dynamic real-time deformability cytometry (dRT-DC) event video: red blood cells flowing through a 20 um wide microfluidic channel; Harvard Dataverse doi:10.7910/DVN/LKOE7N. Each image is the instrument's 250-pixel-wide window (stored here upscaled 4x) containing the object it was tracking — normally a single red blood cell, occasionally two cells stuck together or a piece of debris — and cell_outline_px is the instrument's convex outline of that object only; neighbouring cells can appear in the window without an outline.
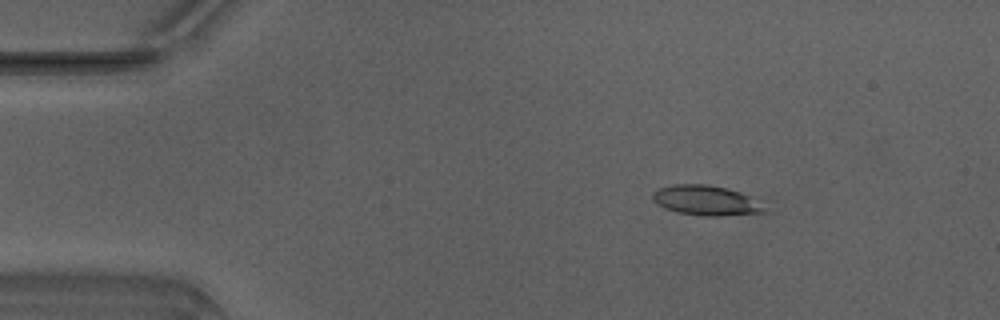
{"species": "Egyptian fruit bat (a non-hibernating species)", "species_latin": "Rousettus aegyptiacus", "temperature_condition": "warm", "stored_images_in_passage": 49, "camera_frame_rate_fps": 3000, "um_per_image_px": 0.085, "animal": {"sex": "male"}, "frame": {"image": 1, "passage_image": 8, "time_ms": 2.333, "image_size_px": [1000, 320], "cell_outline_px": [[768, 212], [720, 216], [704, 216], [676, 212], [664, 208], [656, 204], [652, 200], [652, 192], [660, 188], [672, 184], [708, 184], [728, 188], [740, 192], [748, 196], [764, 208]], "centroid_in_image_um": [59.94, 17.03], "position_along_channel_um": 25.1, "area_um2": 19.48}}
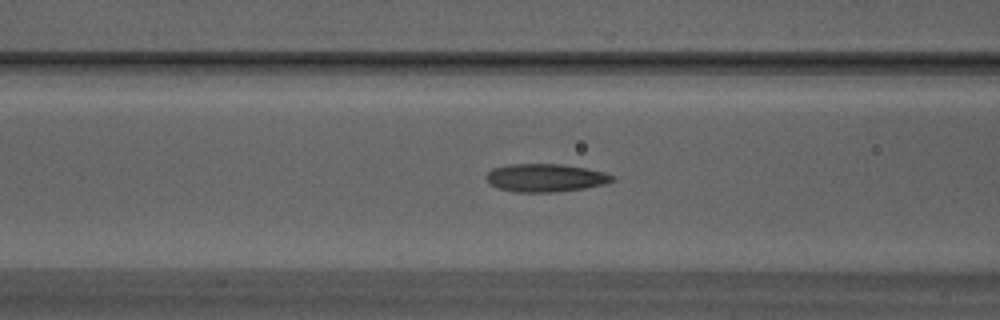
{"frame": {"image": 2, "passage_image": 20, "time_ms": 6.333, "image_size_px": [1000, 320], "cell_outline_px": [[616, 180], [604, 184], [584, 188], [548, 192], [516, 192], [500, 188], [488, 184], [484, 176], [492, 168], [508, 164], [560, 164], [584, 168], [604, 172], [616, 176]], "centroid_in_image_um": [46.34, 15.1], "position_along_channel_um": 120.3, "area_um2": 20.58}}
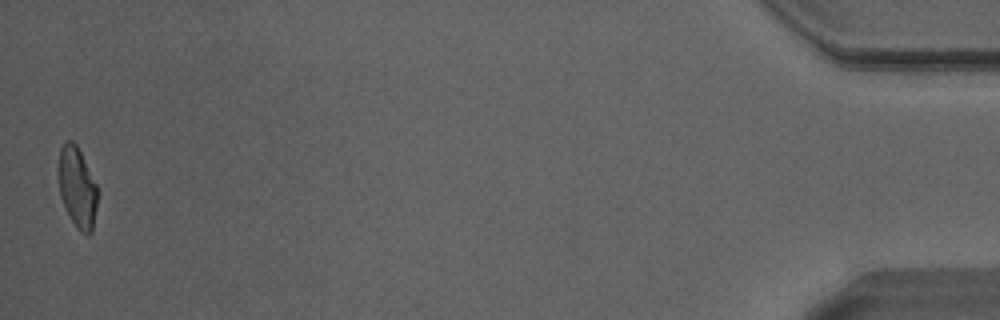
{"frame": {"image": 3, "passage_image": 49, "time_ms": 16.0, "image_size_px": [1000, 320], "cell_outline_px": [[100, 192], [92, 232], [88, 236], [80, 232], [76, 228], [60, 196], [60, 148], [68, 140], [72, 140], [76, 144]], "centroid_in_image_um": [6.63, 16.0], "position_along_channel_um": 428.6, "area_um2": 18.09}, "authors_computed_cell_mechanics": {"area_um2": 19.8832, "velocity_mm_per_s": 4.1954, "shape_relaxation_time_tau1_ms": 6.2527, "shape_relaxation_time_tau2_ms": 1.4244, "deformation_change_tau1": 0.2025, "deformation_change_tau2": 0.0996}}